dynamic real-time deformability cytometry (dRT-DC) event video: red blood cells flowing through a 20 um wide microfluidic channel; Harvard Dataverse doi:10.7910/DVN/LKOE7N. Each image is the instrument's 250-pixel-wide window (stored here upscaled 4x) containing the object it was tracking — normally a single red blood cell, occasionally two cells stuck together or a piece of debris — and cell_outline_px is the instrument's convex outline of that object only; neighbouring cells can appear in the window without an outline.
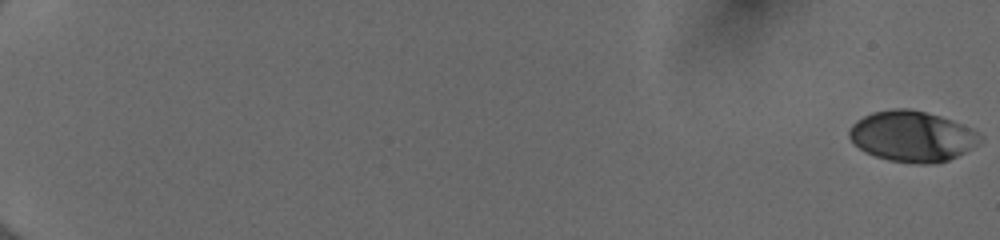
{"species": "human", "species_latin": "Homo sapiens", "temperature_condition": "cold", "stored_images_in_passage": 55, "camera_frame_rate_fps": 3000, "um_per_image_px": 0.085, "donor": {"sex": "female"}, "frame": {"image": 1, "passage_image": 1, "time_ms": 0.0, "image_size_px": [1000, 240], "cell_outline_px": [[984, 136], [976, 144], [964, 152], [948, 160], [928, 164], [920, 164], [888, 160], [876, 156], [860, 148], [848, 136], [848, 132], [852, 124], [856, 120], [872, 112], [892, 108], [908, 108], [940, 116], [952, 120]], "centroid_in_image_um": [77.5, 11.57], "position_along_channel_um": 7.5, "area_um2": 38.15}}
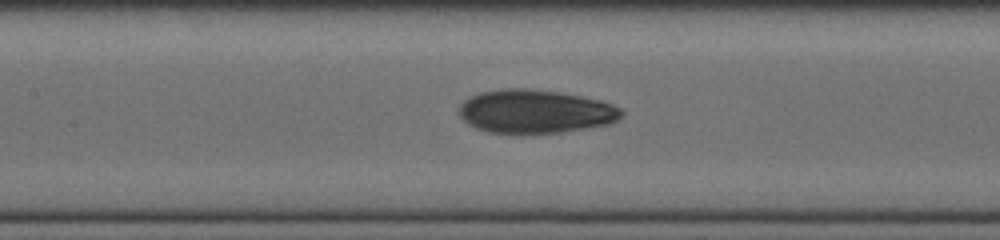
{"frame": {"image": 2, "passage_image": 30, "time_ms": 9.667, "image_size_px": [1000, 240], "cell_outline_px": [[624, 112], [616, 120], [608, 124], [560, 132], [488, 132], [476, 128], [468, 124], [460, 116], [460, 104], [464, 100], [480, 92], [500, 88], [524, 88], [560, 92], [600, 100], [612, 104], [620, 108]], "centroid_in_image_um": [45.48, 9.45], "position_along_channel_um": 161.9, "area_um2": 40.69}}
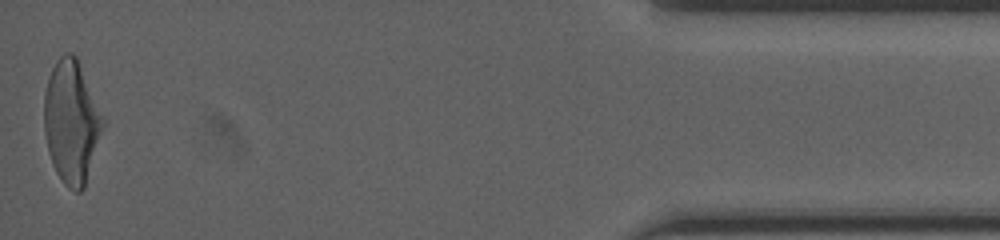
{"frame": {"image": 3, "passage_image": 55, "time_ms": 18.0, "image_size_px": [1000, 240], "cell_outline_px": [[104, 124], [84, 188], [80, 192], [76, 192], [68, 188], [64, 184], [56, 172], [52, 164], [48, 152], [44, 132], [44, 92], [52, 68], [56, 60], [64, 52], [72, 52], [76, 56], [104, 120]], "centroid_in_image_um": [6.04, 10.37], "position_along_channel_um": 429.2, "area_um2": 41.67}, "authors_computed_cell_mechanics": {"area_um2": 39.4196, "velocity_mm_per_s": 4.0112, "shape_relaxation_time_tau1_ms": 4.6991, "shape_relaxation_time_tau2_ms": 1.4633, "deformation_change_tau1": 0.1706, "deformation_change_tau2": 0.0755}}